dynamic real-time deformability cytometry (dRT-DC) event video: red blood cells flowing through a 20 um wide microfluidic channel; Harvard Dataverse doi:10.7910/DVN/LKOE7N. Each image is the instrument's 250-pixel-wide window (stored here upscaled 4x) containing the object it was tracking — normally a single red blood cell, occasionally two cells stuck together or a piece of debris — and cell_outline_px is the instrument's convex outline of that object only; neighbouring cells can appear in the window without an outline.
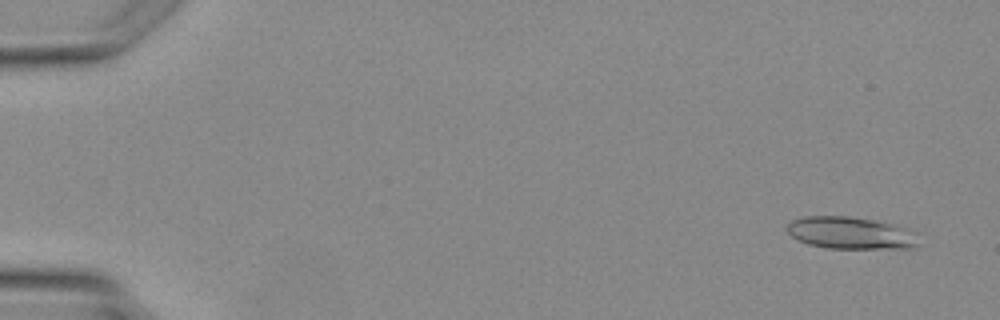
{"species": "Egyptian fruit bat (a non-hibernating species)", "species_latin": "Rousettus aegyptiacus", "temperature_condition": "warm", "stored_images_in_passage": 4, "camera_frame_rate_fps": 3000, "um_per_image_px": 0.085, "animal": {"sex": "female"}, "frame": {"image": 1, "passage_image": 1, "time_ms": 0.0, "image_size_px": [1000, 320], "cell_outline_px": [[920, 244], [916, 248], [828, 248], [808, 244], [796, 240], [784, 228], [792, 220], [804, 216], [848, 216], [876, 220], [892, 224], [916, 232]], "centroid_in_image_um": [72.31, 19.8], "position_along_channel_um": 12.7, "area_um2": 24.91}}